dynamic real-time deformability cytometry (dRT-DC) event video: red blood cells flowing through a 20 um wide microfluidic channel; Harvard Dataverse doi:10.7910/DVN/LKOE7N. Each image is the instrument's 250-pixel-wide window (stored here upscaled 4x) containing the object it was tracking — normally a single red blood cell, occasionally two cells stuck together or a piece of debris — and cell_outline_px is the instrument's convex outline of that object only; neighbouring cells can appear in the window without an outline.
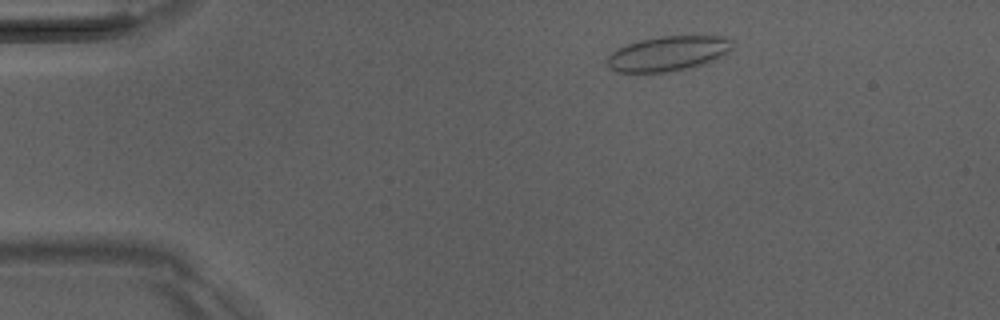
{"species": "Egyptian fruit bat (a non-hibernating species)", "species_latin": "Rousettus aegyptiacus", "temperature_condition": "room temperature", "stored_images_in_passage": 47, "camera_frame_rate_fps": 3000, "um_per_image_px": 0.085, "animal": {"sex": "male"}, "frame": {"image": 1, "passage_image": 5, "time_ms": 1.333, "image_size_px": [1000, 320], "cell_outline_px": [[732, 48], [728, 52], [716, 60], [708, 64], [696, 68], [668, 72], [616, 72], [608, 64], [608, 56], [616, 48], [640, 40], [660, 36], [728, 36], [732, 40]], "centroid_in_image_um": [56.86, 4.56], "position_along_channel_um": 28.1, "area_um2": 25.84}}
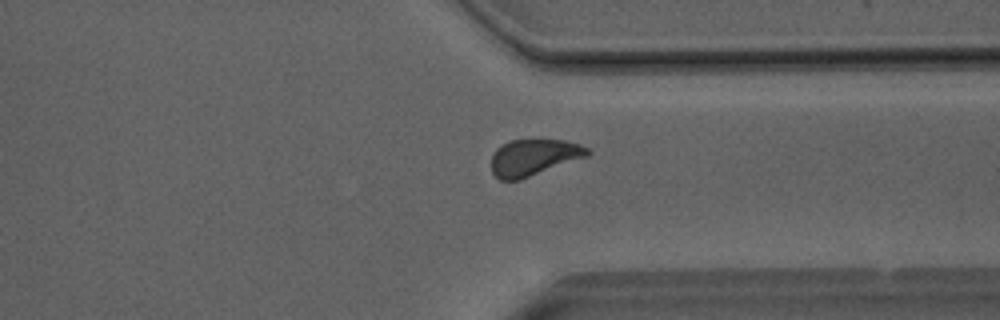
{"frame": {"image": 2, "passage_image": 35, "time_ms": 11.333, "image_size_px": [1000, 320], "cell_outline_px": [[592, 152], [588, 156], [520, 180], [500, 180], [492, 172], [492, 156], [496, 148], [512, 140], [564, 140], [580, 144], [588, 148]], "centroid_in_image_um": [45.39, 13.38], "position_along_channel_um": 366.0, "area_um2": 20.35}}
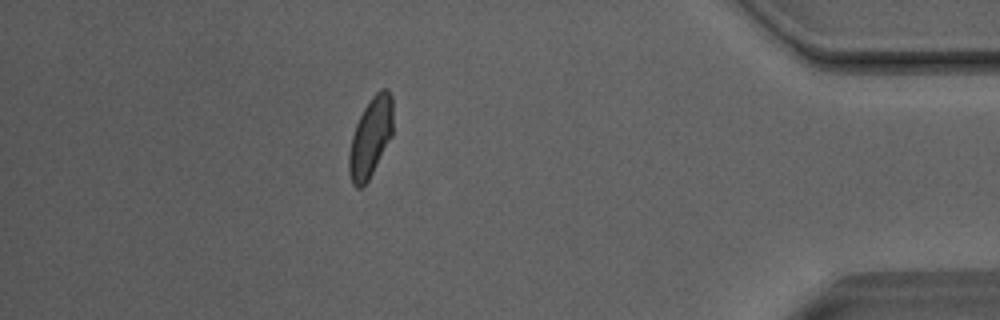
{"frame": {"image": 3, "passage_image": 41, "time_ms": 13.333, "image_size_px": [1000, 320], "cell_outline_px": [[392, 136], [368, 180], [360, 188], [356, 188], [352, 184], [348, 172], [348, 152], [352, 136], [356, 124], [364, 108], [372, 96], [380, 88], [388, 88], [392, 96]], "centroid_in_image_um": [31.48, 11.66], "position_along_channel_um": 403.7, "area_um2": 20.4}, "authors_computed_cell_mechanics": {"area_um2": 20.9814, "velocity_mm_per_s": 4.0385, "shape_relaxation_time_tau1_ms": 3.3422, "shape_relaxation_time_tau2_ms": 0.9121, "deformation_change_tau1": 0.0959, "deformation_change_tau2": 0.0473}}